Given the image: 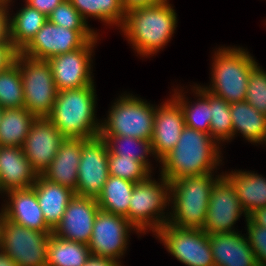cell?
Here are the masks:
<instances>
[{
  "label": "cell",
  "mask_w": 266,
  "mask_h": 266,
  "mask_svg": "<svg viewBox=\"0 0 266 266\" xmlns=\"http://www.w3.org/2000/svg\"><path fill=\"white\" fill-rule=\"evenodd\" d=\"M219 146L210 134L184 126L175 147L159 161L160 174L170 182L215 173L222 162Z\"/></svg>",
  "instance_id": "obj_1"
},
{
  "label": "cell",
  "mask_w": 266,
  "mask_h": 266,
  "mask_svg": "<svg viewBox=\"0 0 266 266\" xmlns=\"http://www.w3.org/2000/svg\"><path fill=\"white\" fill-rule=\"evenodd\" d=\"M176 14L169 2L136 7L126 12L119 29L140 56L150 57L171 40L178 22Z\"/></svg>",
  "instance_id": "obj_2"
},
{
  "label": "cell",
  "mask_w": 266,
  "mask_h": 266,
  "mask_svg": "<svg viewBox=\"0 0 266 266\" xmlns=\"http://www.w3.org/2000/svg\"><path fill=\"white\" fill-rule=\"evenodd\" d=\"M95 85L57 92L47 117L65 138L92 139L99 136L101 121L96 118Z\"/></svg>",
  "instance_id": "obj_3"
},
{
  "label": "cell",
  "mask_w": 266,
  "mask_h": 266,
  "mask_svg": "<svg viewBox=\"0 0 266 266\" xmlns=\"http://www.w3.org/2000/svg\"><path fill=\"white\" fill-rule=\"evenodd\" d=\"M220 176L208 173L170 181V207L173 211L168 223L180 228L202 229L213 184Z\"/></svg>",
  "instance_id": "obj_4"
},
{
  "label": "cell",
  "mask_w": 266,
  "mask_h": 266,
  "mask_svg": "<svg viewBox=\"0 0 266 266\" xmlns=\"http://www.w3.org/2000/svg\"><path fill=\"white\" fill-rule=\"evenodd\" d=\"M211 83L203 88L229 104L245 101L249 74L258 64L240 47H220L212 56Z\"/></svg>",
  "instance_id": "obj_5"
},
{
  "label": "cell",
  "mask_w": 266,
  "mask_h": 266,
  "mask_svg": "<svg viewBox=\"0 0 266 266\" xmlns=\"http://www.w3.org/2000/svg\"><path fill=\"white\" fill-rule=\"evenodd\" d=\"M160 177L158 182L151 175L134 185L125 217L141 234L150 230L155 234L169 221L170 212L165 216L164 210L170 206V182Z\"/></svg>",
  "instance_id": "obj_6"
},
{
  "label": "cell",
  "mask_w": 266,
  "mask_h": 266,
  "mask_svg": "<svg viewBox=\"0 0 266 266\" xmlns=\"http://www.w3.org/2000/svg\"><path fill=\"white\" fill-rule=\"evenodd\" d=\"M101 122L99 135H118L151 140L154 127L153 106L132 94H121Z\"/></svg>",
  "instance_id": "obj_7"
},
{
  "label": "cell",
  "mask_w": 266,
  "mask_h": 266,
  "mask_svg": "<svg viewBox=\"0 0 266 266\" xmlns=\"http://www.w3.org/2000/svg\"><path fill=\"white\" fill-rule=\"evenodd\" d=\"M15 61L19 64L22 77L23 107L36 118L48 117L58 92L50 64L47 61L25 57L19 52Z\"/></svg>",
  "instance_id": "obj_8"
},
{
  "label": "cell",
  "mask_w": 266,
  "mask_h": 266,
  "mask_svg": "<svg viewBox=\"0 0 266 266\" xmlns=\"http://www.w3.org/2000/svg\"><path fill=\"white\" fill-rule=\"evenodd\" d=\"M52 232L28 229L2 215L0 249L18 266H47L48 238Z\"/></svg>",
  "instance_id": "obj_9"
},
{
  "label": "cell",
  "mask_w": 266,
  "mask_h": 266,
  "mask_svg": "<svg viewBox=\"0 0 266 266\" xmlns=\"http://www.w3.org/2000/svg\"><path fill=\"white\" fill-rule=\"evenodd\" d=\"M154 235L179 262L187 266H215L209 235L202 229L180 228L166 223Z\"/></svg>",
  "instance_id": "obj_10"
},
{
  "label": "cell",
  "mask_w": 266,
  "mask_h": 266,
  "mask_svg": "<svg viewBox=\"0 0 266 266\" xmlns=\"http://www.w3.org/2000/svg\"><path fill=\"white\" fill-rule=\"evenodd\" d=\"M98 34L95 30H71L47 20L19 53L31 59L47 61L54 56L82 48Z\"/></svg>",
  "instance_id": "obj_11"
},
{
  "label": "cell",
  "mask_w": 266,
  "mask_h": 266,
  "mask_svg": "<svg viewBox=\"0 0 266 266\" xmlns=\"http://www.w3.org/2000/svg\"><path fill=\"white\" fill-rule=\"evenodd\" d=\"M139 233L126 217L99 210L97 213L88 248L96 257L119 260L128 248L129 233Z\"/></svg>",
  "instance_id": "obj_12"
},
{
  "label": "cell",
  "mask_w": 266,
  "mask_h": 266,
  "mask_svg": "<svg viewBox=\"0 0 266 266\" xmlns=\"http://www.w3.org/2000/svg\"><path fill=\"white\" fill-rule=\"evenodd\" d=\"M248 216L240 204L234 185L222 172L214 182L202 230L208 235L236 232L234 224L242 216Z\"/></svg>",
  "instance_id": "obj_13"
},
{
  "label": "cell",
  "mask_w": 266,
  "mask_h": 266,
  "mask_svg": "<svg viewBox=\"0 0 266 266\" xmlns=\"http://www.w3.org/2000/svg\"><path fill=\"white\" fill-rule=\"evenodd\" d=\"M99 36L88 41L82 48L54 56L50 64L57 91L79 89L94 84L91 67L92 53ZM92 75V76H91Z\"/></svg>",
  "instance_id": "obj_14"
},
{
  "label": "cell",
  "mask_w": 266,
  "mask_h": 266,
  "mask_svg": "<svg viewBox=\"0 0 266 266\" xmlns=\"http://www.w3.org/2000/svg\"><path fill=\"white\" fill-rule=\"evenodd\" d=\"M108 177V146L106 141L100 136L82 139L75 195L97 198Z\"/></svg>",
  "instance_id": "obj_15"
},
{
  "label": "cell",
  "mask_w": 266,
  "mask_h": 266,
  "mask_svg": "<svg viewBox=\"0 0 266 266\" xmlns=\"http://www.w3.org/2000/svg\"><path fill=\"white\" fill-rule=\"evenodd\" d=\"M64 139L65 137L47 117L36 118L33 121L22 150L38 175L51 164Z\"/></svg>",
  "instance_id": "obj_16"
},
{
  "label": "cell",
  "mask_w": 266,
  "mask_h": 266,
  "mask_svg": "<svg viewBox=\"0 0 266 266\" xmlns=\"http://www.w3.org/2000/svg\"><path fill=\"white\" fill-rule=\"evenodd\" d=\"M99 210L96 198L74 195L52 234L88 245Z\"/></svg>",
  "instance_id": "obj_17"
},
{
  "label": "cell",
  "mask_w": 266,
  "mask_h": 266,
  "mask_svg": "<svg viewBox=\"0 0 266 266\" xmlns=\"http://www.w3.org/2000/svg\"><path fill=\"white\" fill-rule=\"evenodd\" d=\"M185 126L180 105L171 97L156 106L154 127L151 138L152 150L156 161H160L177 144Z\"/></svg>",
  "instance_id": "obj_18"
},
{
  "label": "cell",
  "mask_w": 266,
  "mask_h": 266,
  "mask_svg": "<svg viewBox=\"0 0 266 266\" xmlns=\"http://www.w3.org/2000/svg\"><path fill=\"white\" fill-rule=\"evenodd\" d=\"M9 197L2 206L3 215L28 229L53 231L45 222L34 187L7 191Z\"/></svg>",
  "instance_id": "obj_19"
},
{
  "label": "cell",
  "mask_w": 266,
  "mask_h": 266,
  "mask_svg": "<svg viewBox=\"0 0 266 266\" xmlns=\"http://www.w3.org/2000/svg\"><path fill=\"white\" fill-rule=\"evenodd\" d=\"M38 174L32 169L22 148L0 146V193L32 187Z\"/></svg>",
  "instance_id": "obj_20"
},
{
  "label": "cell",
  "mask_w": 266,
  "mask_h": 266,
  "mask_svg": "<svg viewBox=\"0 0 266 266\" xmlns=\"http://www.w3.org/2000/svg\"><path fill=\"white\" fill-rule=\"evenodd\" d=\"M215 266H258L246 235L236 232L209 235Z\"/></svg>",
  "instance_id": "obj_21"
},
{
  "label": "cell",
  "mask_w": 266,
  "mask_h": 266,
  "mask_svg": "<svg viewBox=\"0 0 266 266\" xmlns=\"http://www.w3.org/2000/svg\"><path fill=\"white\" fill-rule=\"evenodd\" d=\"M81 151V138H65L61 142L55 158L41 175L50 182L58 183L75 191Z\"/></svg>",
  "instance_id": "obj_22"
},
{
  "label": "cell",
  "mask_w": 266,
  "mask_h": 266,
  "mask_svg": "<svg viewBox=\"0 0 266 266\" xmlns=\"http://www.w3.org/2000/svg\"><path fill=\"white\" fill-rule=\"evenodd\" d=\"M46 224L54 230L75 192L68 187L53 183L38 175L33 185Z\"/></svg>",
  "instance_id": "obj_23"
},
{
  "label": "cell",
  "mask_w": 266,
  "mask_h": 266,
  "mask_svg": "<svg viewBox=\"0 0 266 266\" xmlns=\"http://www.w3.org/2000/svg\"><path fill=\"white\" fill-rule=\"evenodd\" d=\"M225 176L234 185L237 197L246 215L266 207V178L254 171L234 170Z\"/></svg>",
  "instance_id": "obj_24"
},
{
  "label": "cell",
  "mask_w": 266,
  "mask_h": 266,
  "mask_svg": "<svg viewBox=\"0 0 266 266\" xmlns=\"http://www.w3.org/2000/svg\"><path fill=\"white\" fill-rule=\"evenodd\" d=\"M233 138L241 133L250 143L266 145V116L246 101L230 104Z\"/></svg>",
  "instance_id": "obj_25"
},
{
  "label": "cell",
  "mask_w": 266,
  "mask_h": 266,
  "mask_svg": "<svg viewBox=\"0 0 266 266\" xmlns=\"http://www.w3.org/2000/svg\"><path fill=\"white\" fill-rule=\"evenodd\" d=\"M192 89L198 97L197 101L193 102L194 104L188 101L184 93L182 94L183 89H174L172 98L180 105L185 126L210 134L211 108L209 91L204 89L203 86L197 85V83Z\"/></svg>",
  "instance_id": "obj_26"
},
{
  "label": "cell",
  "mask_w": 266,
  "mask_h": 266,
  "mask_svg": "<svg viewBox=\"0 0 266 266\" xmlns=\"http://www.w3.org/2000/svg\"><path fill=\"white\" fill-rule=\"evenodd\" d=\"M48 17L37 9L24 4L10 18V39L12 46L20 52L46 23Z\"/></svg>",
  "instance_id": "obj_27"
},
{
  "label": "cell",
  "mask_w": 266,
  "mask_h": 266,
  "mask_svg": "<svg viewBox=\"0 0 266 266\" xmlns=\"http://www.w3.org/2000/svg\"><path fill=\"white\" fill-rule=\"evenodd\" d=\"M36 117L24 107L3 109L0 121V146L22 148Z\"/></svg>",
  "instance_id": "obj_28"
},
{
  "label": "cell",
  "mask_w": 266,
  "mask_h": 266,
  "mask_svg": "<svg viewBox=\"0 0 266 266\" xmlns=\"http://www.w3.org/2000/svg\"><path fill=\"white\" fill-rule=\"evenodd\" d=\"M135 183L109 175L101 193L96 198L100 210L126 216Z\"/></svg>",
  "instance_id": "obj_29"
},
{
  "label": "cell",
  "mask_w": 266,
  "mask_h": 266,
  "mask_svg": "<svg viewBox=\"0 0 266 266\" xmlns=\"http://www.w3.org/2000/svg\"><path fill=\"white\" fill-rule=\"evenodd\" d=\"M90 256L87 244L65 240L54 234L48 238L47 266H84Z\"/></svg>",
  "instance_id": "obj_30"
},
{
  "label": "cell",
  "mask_w": 266,
  "mask_h": 266,
  "mask_svg": "<svg viewBox=\"0 0 266 266\" xmlns=\"http://www.w3.org/2000/svg\"><path fill=\"white\" fill-rule=\"evenodd\" d=\"M81 17L88 23V17L121 27L125 20L126 10L121 0H70Z\"/></svg>",
  "instance_id": "obj_31"
},
{
  "label": "cell",
  "mask_w": 266,
  "mask_h": 266,
  "mask_svg": "<svg viewBox=\"0 0 266 266\" xmlns=\"http://www.w3.org/2000/svg\"><path fill=\"white\" fill-rule=\"evenodd\" d=\"M99 136L106 141L110 154L119 155L121 158H133L136 161L143 162L152 171L150 159H148V155H154L151 140L118 135Z\"/></svg>",
  "instance_id": "obj_32"
},
{
  "label": "cell",
  "mask_w": 266,
  "mask_h": 266,
  "mask_svg": "<svg viewBox=\"0 0 266 266\" xmlns=\"http://www.w3.org/2000/svg\"><path fill=\"white\" fill-rule=\"evenodd\" d=\"M24 91L19 64L14 61L0 72V107L21 108Z\"/></svg>",
  "instance_id": "obj_33"
},
{
  "label": "cell",
  "mask_w": 266,
  "mask_h": 266,
  "mask_svg": "<svg viewBox=\"0 0 266 266\" xmlns=\"http://www.w3.org/2000/svg\"><path fill=\"white\" fill-rule=\"evenodd\" d=\"M211 108L210 136L218 143L233 139V124L230 104L224 99L209 92Z\"/></svg>",
  "instance_id": "obj_34"
},
{
  "label": "cell",
  "mask_w": 266,
  "mask_h": 266,
  "mask_svg": "<svg viewBox=\"0 0 266 266\" xmlns=\"http://www.w3.org/2000/svg\"><path fill=\"white\" fill-rule=\"evenodd\" d=\"M109 175L138 183L151 176L152 171L143 163L133 158H121L108 152Z\"/></svg>",
  "instance_id": "obj_35"
},
{
  "label": "cell",
  "mask_w": 266,
  "mask_h": 266,
  "mask_svg": "<svg viewBox=\"0 0 266 266\" xmlns=\"http://www.w3.org/2000/svg\"><path fill=\"white\" fill-rule=\"evenodd\" d=\"M258 64L249 74L245 101L266 116V71Z\"/></svg>",
  "instance_id": "obj_36"
},
{
  "label": "cell",
  "mask_w": 266,
  "mask_h": 266,
  "mask_svg": "<svg viewBox=\"0 0 266 266\" xmlns=\"http://www.w3.org/2000/svg\"><path fill=\"white\" fill-rule=\"evenodd\" d=\"M47 17L55 25L71 30H94L88 26L70 0H64Z\"/></svg>",
  "instance_id": "obj_37"
},
{
  "label": "cell",
  "mask_w": 266,
  "mask_h": 266,
  "mask_svg": "<svg viewBox=\"0 0 266 266\" xmlns=\"http://www.w3.org/2000/svg\"><path fill=\"white\" fill-rule=\"evenodd\" d=\"M246 238L254 251L258 266H266V227L256 225L249 217L246 220Z\"/></svg>",
  "instance_id": "obj_38"
},
{
  "label": "cell",
  "mask_w": 266,
  "mask_h": 266,
  "mask_svg": "<svg viewBox=\"0 0 266 266\" xmlns=\"http://www.w3.org/2000/svg\"><path fill=\"white\" fill-rule=\"evenodd\" d=\"M12 0H0V42H11L10 39V13ZM10 3V4H9Z\"/></svg>",
  "instance_id": "obj_39"
},
{
  "label": "cell",
  "mask_w": 266,
  "mask_h": 266,
  "mask_svg": "<svg viewBox=\"0 0 266 266\" xmlns=\"http://www.w3.org/2000/svg\"><path fill=\"white\" fill-rule=\"evenodd\" d=\"M17 53L11 42H0V72L15 61Z\"/></svg>",
  "instance_id": "obj_40"
},
{
  "label": "cell",
  "mask_w": 266,
  "mask_h": 266,
  "mask_svg": "<svg viewBox=\"0 0 266 266\" xmlns=\"http://www.w3.org/2000/svg\"><path fill=\"white\" fill-rule=\"evenodd\" d=\"M26 4L48 16L64 0H25Z\"/></svg>",
  "instance_id": "obj_41"
},
{
  "label": "cell",
  "mask_w": 266,
  "mask_h": 266,
  "mask_svg": "<svg viewBox=\"0 0 266 266\" xmlns=\"http://www.w3.org/2000/svg\"><path fill=\"white\" fill-rule=\"evenodd\" d=\"M122 5L126 12L130 9L136 8V7H144L149 6L153 4H160L169 2L168 0H121Z\"/></svg>",
  "instance_id": "obj_42"
},
{
  "label": "cell",
  "mask_w": 266,
  "mask_h": 266,
  "mask_svg": "<svg viewBox=\"0 0 266 266\" xmlns=\"http://www.w3.org/2000/svg\"><path fill=\"white\" fill-rule=\"evenodd\" d=\"M84 266H122L120 262L106 257H96L91 255Z\"/></svg>",
  "instance_id": "obj_43"
},
{
  "label": "cell",
  "mask_w": 266,
  "mask_h": 266,
  "mask_svg": "<svg viewBox=\"0 0 266 266\" xmlns=\"http://www.w3.org/2000/svg\"><path fill=\"white\" fill-rule=\"evenodd\" d=\"M256 225L266 227V207L255 210L248 216Z\"/></svg>",
  "instance_id": "obj_44"
},
{
  "label": "cell",
  "mask_w": 266,
  "mask_h": 266,
  "mask_svg": "<svg viewBox=\"0 0 266 266\" xmlns=\"http://www.w3.org/2000/svg\"><path fill=\"white\" fill-rule=\"evenodd\" d=\"M0 266H18L5 252L0 249Z\"/></svg>",
  "instance_id": "obj_45"
},
{
  "label": "cell",
  "mask_w": 266,
  "mask_h": 266,
  "mask_svg": "<svg viewBox=\"0 0 266 266\" xmlns=\"http://www.w3.org/2000/svg\"><path fill=\"white\" fill-rule=\"evenodd\" d=\"M3 107H0V121H1V118H2V114H3Z\"/></svg>",
  "instance_id": "obj_46"
},
{
  "label": "cell",
  "mask_w": 266,
  "mask_h": 266,
  "mask_svg": "<svg viewBox=\"0 0 266 266\" xmlns=\"http://www.w3.org/2000/svg\"><path fill=\"white\" fill-rule=\"evenodd\" d=\"M2 215H3V212H2V208H1V212H0V221L2 219Z\"/></svg>",
  "instance_id": "obj_47"
}]
</instances>
